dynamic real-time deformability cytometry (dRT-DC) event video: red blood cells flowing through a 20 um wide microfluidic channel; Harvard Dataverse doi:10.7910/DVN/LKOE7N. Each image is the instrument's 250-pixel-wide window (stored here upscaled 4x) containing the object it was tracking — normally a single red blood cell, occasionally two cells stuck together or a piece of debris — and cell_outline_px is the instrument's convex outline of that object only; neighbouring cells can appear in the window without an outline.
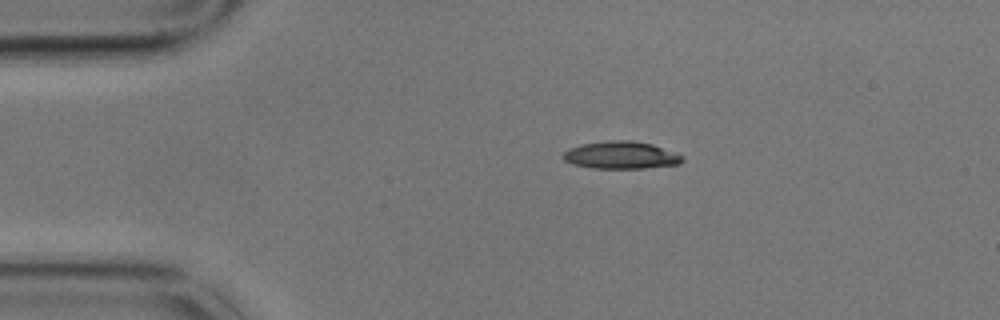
{"species": "common noctule bat (a hibernating species)", "species_latin": "Nyctalus noctula", "temperature_condition": "cold", "stored_images_in_passage": 3, "camera_frame_rate_fps": 3000, "um_per_image_px": 0.085, "animal": {"sex": "male", "body_mass_g": 17.9}, "frame": {"image": 1, "passage_image": 2, "time_ms": 0.333, "image_size_px": [1000, 320], "cell_outline_px": [[684, 160], [680, 164], [644, 168], [592, 168], [572, 164], [564, 160], [560, 156], [568, 148], [580, 144], [608, 140], [632, 140], [652, 144], [676, 152], [684, 156]], "centroid_in_image_um": [52.78, 13.18], "position_along_channel_um": 32.2, "area_um2": 19.36}}